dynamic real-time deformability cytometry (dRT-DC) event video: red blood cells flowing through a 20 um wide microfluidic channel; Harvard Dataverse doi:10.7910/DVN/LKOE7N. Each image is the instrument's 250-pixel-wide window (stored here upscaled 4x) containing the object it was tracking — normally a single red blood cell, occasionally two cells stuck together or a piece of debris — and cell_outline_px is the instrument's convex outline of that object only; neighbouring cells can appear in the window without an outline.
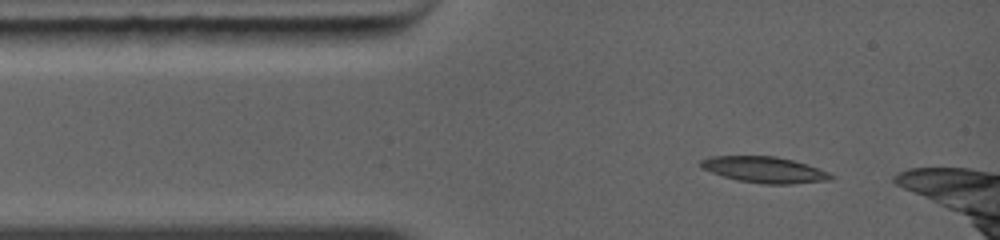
{"species": "common noctule bat (a hibernating species)", "species_latin": "Nyctalus noctula", "temperature_condition": "warm", "stored_images_in_passage": 2, "camera_frame_rate_fps": 5000, "um_per_image_px": 0.085, "animal": {"sex": "female", "body_mass_g": 19.0, "forearm_length_mm": 56.7}, "frame": {"image": 1, "passage_image": 1, "time_ms": 0.0, "image_size_px": [1000, 240], "cell_outline_px": [[836, 176], [832, 180], [792, 184], [764, 184], [736, 180], [700, 168], [700, 160], [712, 156], [776, 156], [792, 160], [828, 172]], "centroid_in_image_um": [64.97, 14.43], "position_along_channel_um": 20.0, "area_um2": 19.71}}